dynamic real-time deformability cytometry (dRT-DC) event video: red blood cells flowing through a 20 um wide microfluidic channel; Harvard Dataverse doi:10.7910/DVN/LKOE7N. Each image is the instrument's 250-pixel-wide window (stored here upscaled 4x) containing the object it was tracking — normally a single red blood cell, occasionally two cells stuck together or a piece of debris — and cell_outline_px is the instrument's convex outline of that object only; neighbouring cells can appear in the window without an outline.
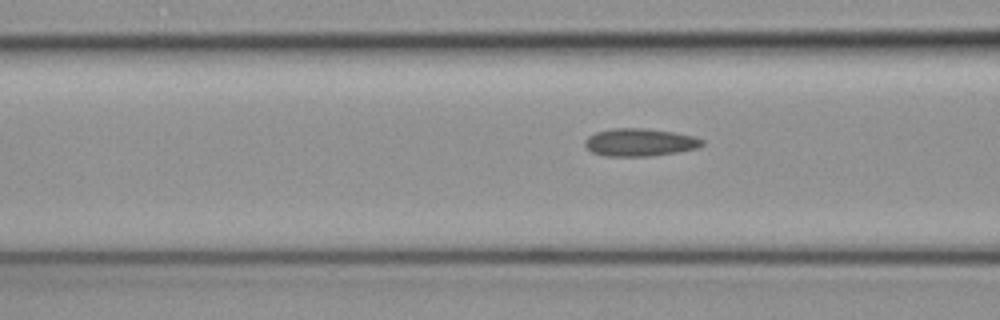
{"species": "common noctule bat (a hibernating species)", "species_latin": "Nyctalus noctula", "temperature_condition": "cold", "stored_images_in_passage": 5, "camera_frame_rate_fps": 3000, "um_per_image_px": 0.085, "animal": {"sex": "female", "body_mass_g": 19.3, "forearm_length_mm": 54.1}, "frame": {"image": 1, "passage_image": 5, "time_ms": 1.333, "image_size_px": [1000, 320], "cell_outline_px": [[704, 144], [696, 148], [676, 152], [652, 156], [604, 156], [592, 152], [584, 144], [584, 140], [588, 136], [596, 132], [616, 128], [640, 128], [672, 132], [692, 136], [704, 140]], "centroid_in_image_um": [54.35, 12.1], "position_along_channel_um": 112.2, "area_um2": 18.73}}